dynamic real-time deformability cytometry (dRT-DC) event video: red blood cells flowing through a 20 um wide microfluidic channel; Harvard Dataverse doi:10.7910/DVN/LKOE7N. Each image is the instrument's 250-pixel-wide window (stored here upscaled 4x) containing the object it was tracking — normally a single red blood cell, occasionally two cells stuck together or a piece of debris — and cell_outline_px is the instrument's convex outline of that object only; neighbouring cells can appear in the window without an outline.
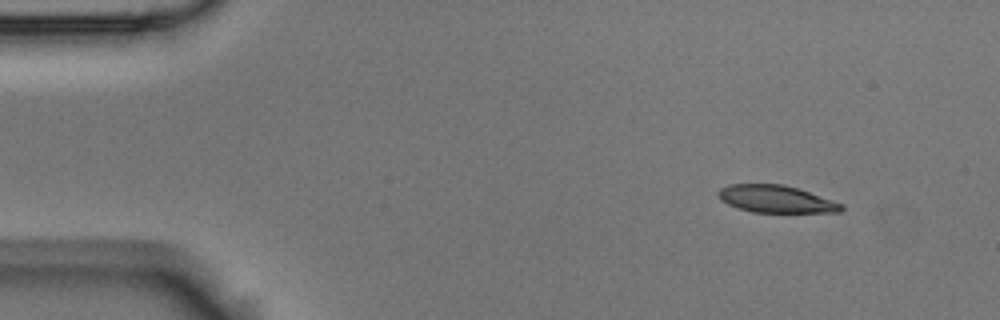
{"species": "Egyptian fruit bat (a non-hibernating species)", "species_latin": "Rousettus aegyptiacus", "temperature_condition": "room temperature", "stored_images_in_passage": 5, "camera_frame_rate_fps": 3000, "um_per_image_px": 0.085, "animal": {"sex": "male"}, "frame": {"image": 1, "passage_image": 1, "time_ms": 0.0, "image_size_px": [1000, 320], "cell_outline_px": [[844, 208], [840, 212], [752, 212], [728, 204], [720, 200], [716, 192], [720, 188], [728, 184], [784, 184], [844, 204]], "centroid_in_image_um": [65.93, 16.91], "position_along_channel_um": 19.1, "area_um2": 19.48}}
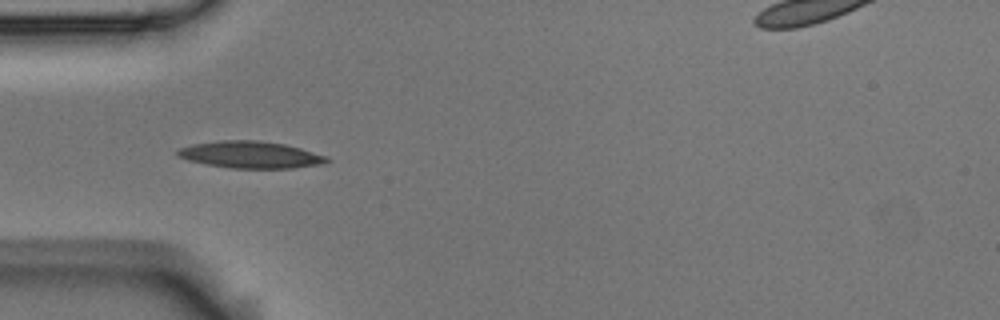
{"frame": {"image": 2, "passage_image": 4, "time_ms": 1.0, "image_size_px": [1000, 320], "cell_outline_px": [[332, 160], [324, 164], [292, 168], [232, 168], [208, 164], [188, 160], [176, 156], [176, 152], [180, 148], [192, 144], [220, 140], [260, 140], [284, 144], [300, 148], [328, 156]], "centroid_in_image_um": [21.33, 13.15], "position_along_channel_um": 63.7, "area_um2": 23.47}}
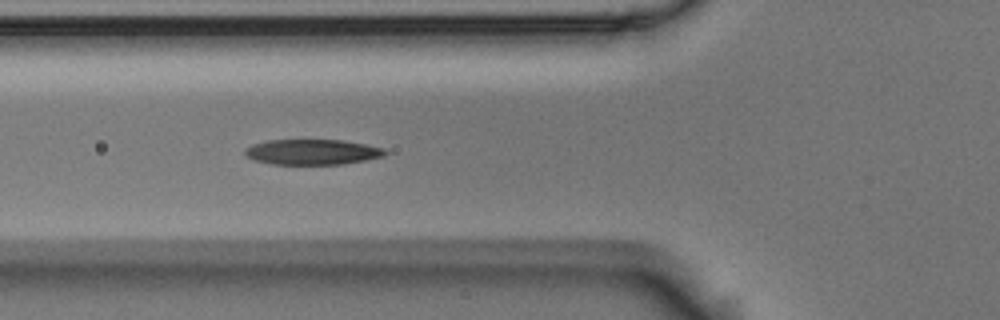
{"frame": {"image": 3, "passage_image": 5, "time_ms": 1.333, "image_size_px": [1000, 320], "cell_outline_px": [[388, 152], [384, 156], [344, 164], [272, 164], [252, 160], [244, 152], [244, 148], [252, 144], [268, 140], [344, 140], [384, 148]], "centroid_in_image_um": [26.53, 12.92], "position_along_channel_um": 99.3, "area_um2": 20.75}}